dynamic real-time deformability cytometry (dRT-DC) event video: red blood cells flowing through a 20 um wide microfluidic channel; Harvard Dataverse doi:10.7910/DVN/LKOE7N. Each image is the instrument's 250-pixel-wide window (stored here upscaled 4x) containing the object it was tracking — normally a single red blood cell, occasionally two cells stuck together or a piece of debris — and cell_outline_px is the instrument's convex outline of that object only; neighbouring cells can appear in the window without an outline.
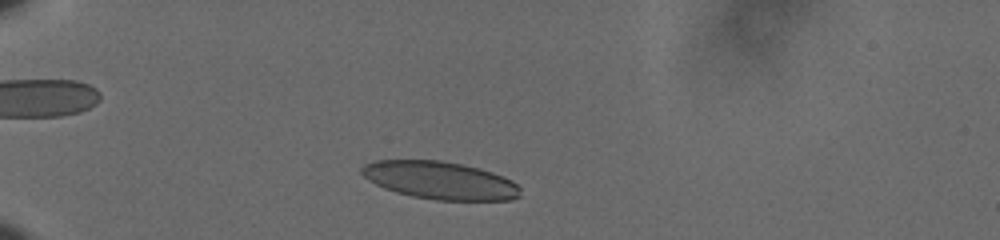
{"species": "human", "species_latin": "Homo sapiens", "temperature_condition": "cold", "stored_images_in_passage": 43, "camera_frame_rate_fps": 3000, "um_per_image_px": 0.085, "donor": {"sex": "male"}, "frame": {"image": 1, "passage_image": 5, "time_ms": 1.333, "image_size_px": [1000, 240], "cell_outline_px": [[520, 196], [512, 200], [436, 200], [412, 196], [396, 192], [384, 188], [368, 180], [360, 172], [360, 168], [364, 164], [376, 160], [440, 160], [460, 164], [492, 172], [504, 176], [512, 180], [520, 188]], "centroid_in_image_um": [37.39, 15.33], "position_along_channel_um": 47.6, "area_um2": 34.85}}
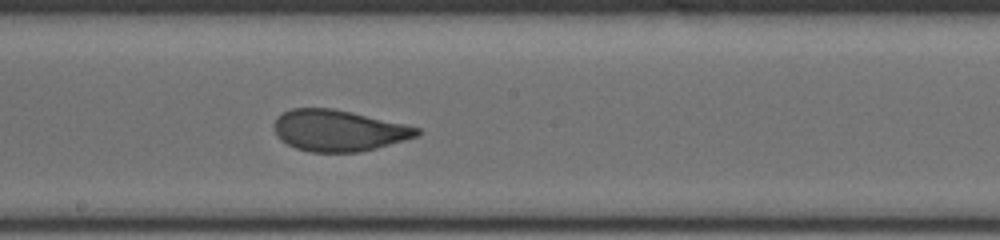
{"frame": {"image": 2, "passage_image": 23, "time_ms": 7.333, "image_size_px": [1000, 240], "cell_outline_px": [[420, 136], [376, 148], [360, 152], [308, 152], [296, 148], [280, 140], [276, 136], [276, 116], [292, 108], [332, 108], [352, 112], [404, 124], [420, 128]], "centroid_in_image_um": [28.79, 11.1], "position_along_channel_um": 219.4, "area_um2": 34.28}}
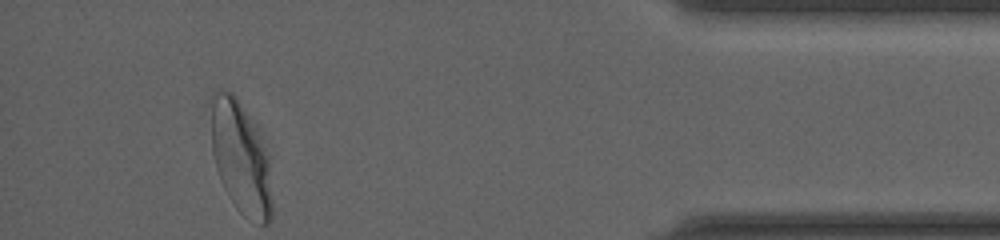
{"frame": {"image": 3, "passage_image": 43, "time_ms": 14.0, "image_size_px": [1000, 240], "cell_outline_px": [[272, 220], [268, 224], [260, 224], [244, 216], [236, 208], [228, 196], [220, 180], [216, 168], [212, 152], [212, 104], [216, 88], [220, 88], [232, 92], [236, 96], [268, 160], [272, 200]], "centroid_in_image_um": [20.43, 13.52], "position_along_channel_um": 414.8, "area_um2": 38.61}, "authors_computed_cell_mechanics": {"area_um2": 35.258, "velocity_mm_per_s": 3.5808, "shape_relaxation_time_tau1_ms": 6.8668, "shape_relaxation_time_tau2_ms": null, "deformation_change_tau1": 0.191, "deformation_change_tau2": null}}